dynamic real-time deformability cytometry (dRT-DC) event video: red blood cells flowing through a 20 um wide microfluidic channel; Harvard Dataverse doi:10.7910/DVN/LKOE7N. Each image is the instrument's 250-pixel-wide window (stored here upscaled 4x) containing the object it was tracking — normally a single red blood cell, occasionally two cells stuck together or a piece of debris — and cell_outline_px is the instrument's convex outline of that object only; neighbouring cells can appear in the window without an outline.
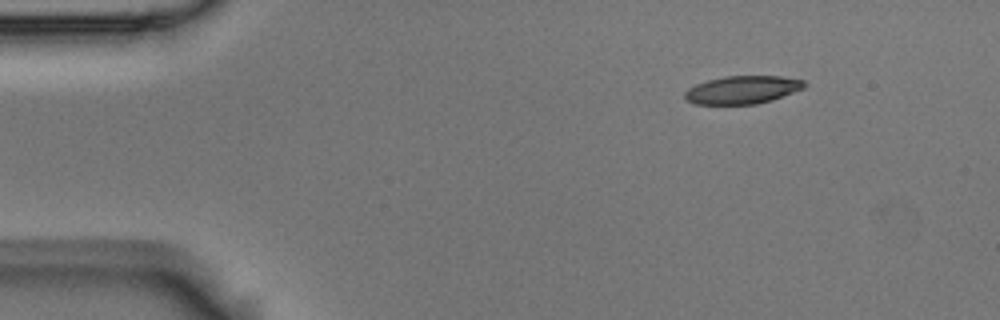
{"species": "Egyptian fruit bat (a non-hibernating species)", "species_latin": "Rousettus aegyptiacus", "temperature_condition": "room temperature", "stored_images_in_passage": 8, "camera_frame_rate_fps": 3000, "um_per_image_px": 0.085, "animal": {"sex": "male"}, "frame": {"image": 1, "passage_image": 1, "time_ms": 0.0, "image_size_px": [1000, 320], "cell_outline_px": [[808, 84], [804, 88], [772, 100], [756, 104], [696, 104], [688, 100], [684, 96], [684, 92], [688, 88], [696, 84], [708, 80], [724, 76], [780, 76], [804, 80]], "centroid_in_image_um": [63.13, 7.63], "position_along_channel_um": 21.9, "area_um2": 19.48}}
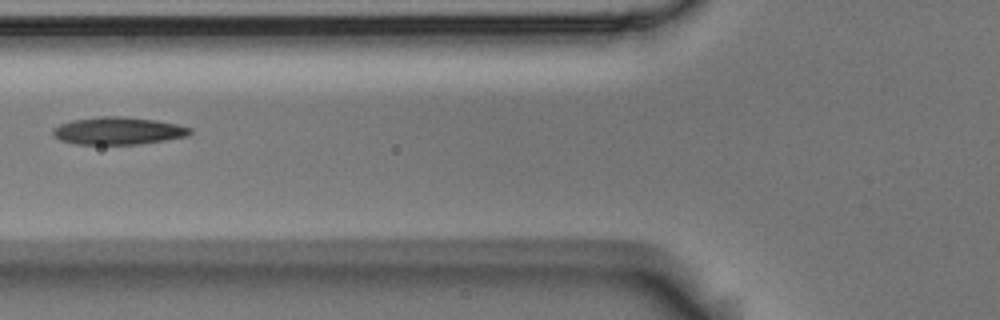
{"frame": {"image": 2, "passage_image": 5, "time_ms": 1.333, "image_size_px": [1000, 320], "cell_outline_px": [[192, 132], [188, 136], [140, 144], [76, 144], [60, 140], [52, 136], [52, 128], [60, 124], [72, 120], [100, 116], [124, 116], [156, 120], [176, 124], [192, 128]], "centroid_in_image_um": [10.02, 11.11], "position_along_channel_um": 115.8, "area_um2": 22.08}}
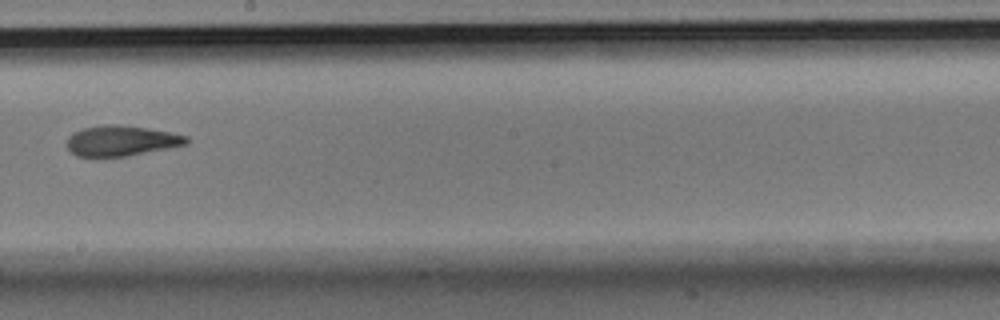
{"frame": {"image": 3, "passage_image": 8, "time_ms": 2.333, "image_size_px": [1000, 320], "cell_outline_px": [[188, 144], [128, 156], [96, 160], [76, 156], [68, 148], [68, 136], [72, 132], [84, 128], [104, 124], [120, 124], [148, 128], [188, 136]], "centroid_in_image_um": [10.25, 12.0], "position_along_channel_um": 238.0, "area_um2": 21.85}}